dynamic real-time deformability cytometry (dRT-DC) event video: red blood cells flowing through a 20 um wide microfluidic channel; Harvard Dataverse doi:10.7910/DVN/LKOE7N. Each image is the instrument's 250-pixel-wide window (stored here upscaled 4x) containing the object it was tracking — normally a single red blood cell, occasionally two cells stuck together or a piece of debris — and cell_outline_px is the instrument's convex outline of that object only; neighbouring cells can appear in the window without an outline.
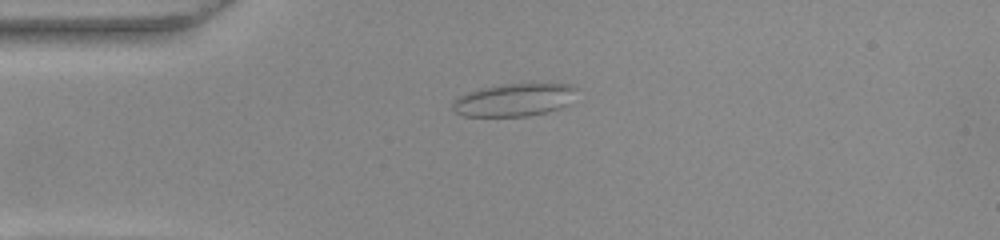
{"species": "common noctule bat (a hibernating species)", "species_latin": "Nyctalus noctula", "temperature_condition": "warm", "stored_images_in_passage": 41, "camera_frame_rate_fps": 3000, "um_per_image_px": 0.085, "animal": {"sex": "female", "body_mass_g": 22.0, "forearm_length_mm": 56.7}, "frame": {"image": 1, "passage_image": 1, "time_ms": 0.0, "image_size_px": [1000, 240], "cell_outline_px": [[576, 88], [568, 104], [560, 108], [528, 116], [464, 116], [456, 112], [452, 108], [452, 100], [468, 92], [480, 88], [508, 84], [572, 84]], "centroid_in_image_um": [43.66, 8.49], "position_along_channel_um": 41.3, "area_um2": 23.35}}
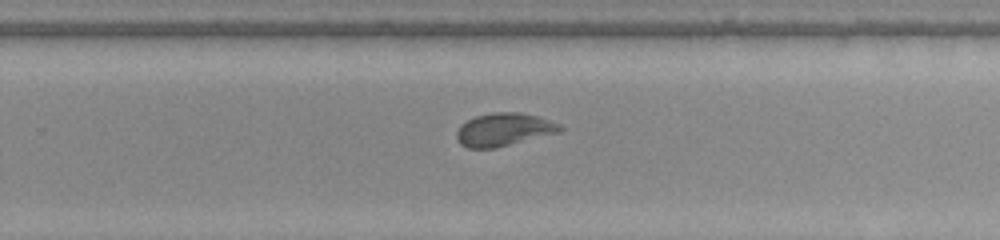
{"frame": {"image": 2, "passage_image": 22, "time_ms": 7.0, "image_size_px": [1000, 240], "cell_outline_px": [[564, 128], [560, 132], [496, 148], [468, 148], [460, 144], [456, 140], [456, 132], [460, 124], [476, 116], [496, 112], [520, 112], [540, 116], [560, 124]], "centroid_in_image_um": [42.83, 11.01], "position_along_channel_um": 287.0, "area_um2": 20.06}}
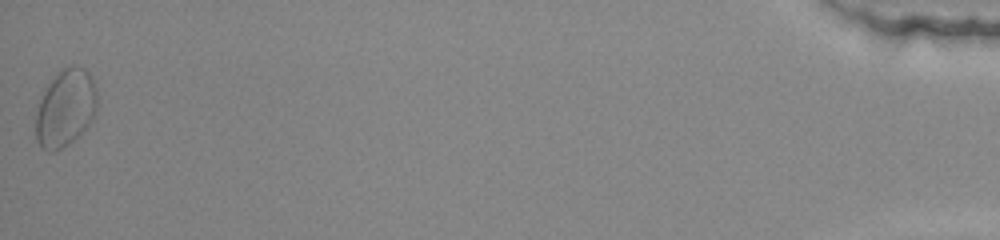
{"frame": {"image": 3, "passage_image": 41, "time_ms": 13.333, "image_size_px": [1000, 240], "cell_outline_px": [[96, 108], [88, 124], [68, 144], [52, 152], [48, 152], [36, 140], [36, 112], [40, 100], [48, 84], [64, 68], [72, 64], [84, 68], [92, 76], [96, 88]], "centroid_in_image_um": [5.56, 9.16], "position_along_channel_um": 429.6, "area_um2": 26.99}, "authors_computed_cell_mechanics": {"area_um2": 19.7676, "velocity_mm_per_s": 3.8449, "shape_relaxation_time_tau1_ms": 7.6993, "shape_relaxation_time_tau2_ms": 0.8366, "deformation_change_tau1": 0.1822, "deformation_change_tau2": 0.0473}}